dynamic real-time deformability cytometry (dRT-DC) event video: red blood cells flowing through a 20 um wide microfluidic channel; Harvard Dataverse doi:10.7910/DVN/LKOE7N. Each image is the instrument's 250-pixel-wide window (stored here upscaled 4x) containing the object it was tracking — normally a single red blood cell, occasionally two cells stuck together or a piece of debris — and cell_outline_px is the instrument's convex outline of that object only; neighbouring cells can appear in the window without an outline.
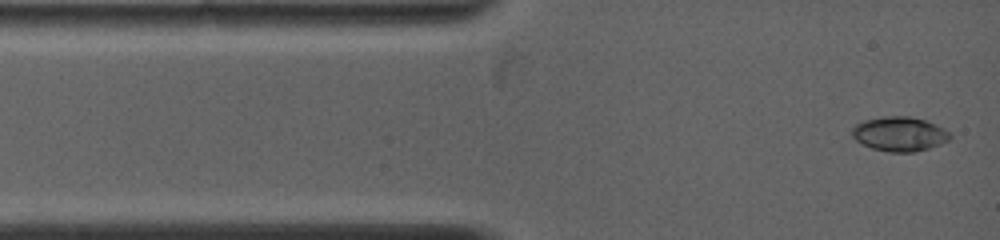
{"species": "common noctule bat (a hibernating species)", "species_latin": "Nyctalus noctula", "temperature_condition": "warm", "stored_images_in_passage": 85, "camera_frame_rate_fps": 5000, "um_per_image_px": 0.085, "animal": {"sex": "female", "body_mass_g": 19.0, "forearm_length_mm": 53.3}, "frame": {"image": 1, "passage_image": 1, "time_ms": 0.0, "image_size_px": [1000, 240], "cell_outline_px": [[952, 136], [948, 140], [940, 144], [916, 152], [888, 152], [872, 148], [856, 140], [852, 136], [852, 128], [856, 124], [864, 120], [884, 116], [908, 116], [924, 120], [944, 128]], "centroid_in_image_um": [76.45, 11.39], "position_along_channel_um": 8.6, "area_um2": 19.54}}
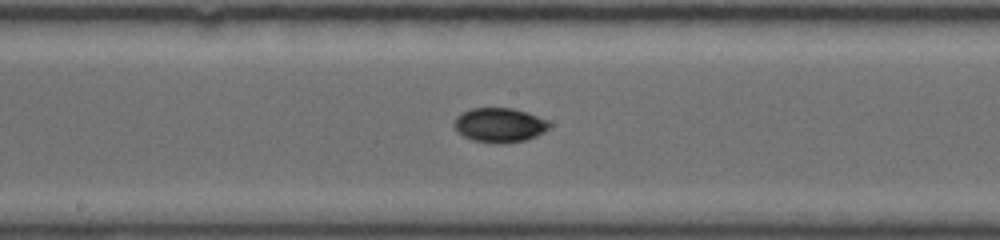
{"frame": {"image": 2, "passage_image": 30, "time_ms": 6.0, "image_size_px": [1000, 240], "cell_outline_px": [[552, 124], [544, 132], [536, 136], [524, 140], [500, 144], [472, 140], [464, 136], [452, 124], [456, 116], [472, 108], [512, 108], [528, 112], [548, 120]], "centroid_in_image_um": [42.48, 10.62], "position_along_channel_um": 205.7, "area_um2": 19.07}}
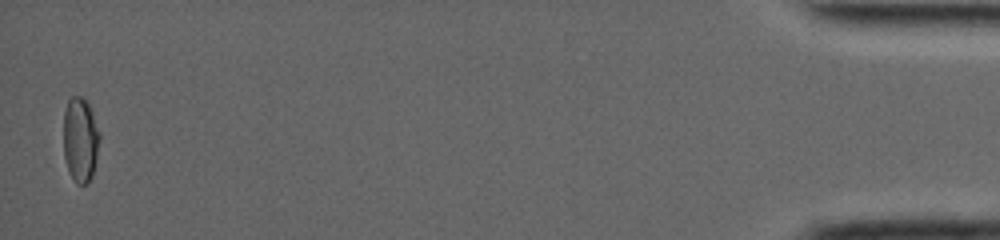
{"frame": {"image": 3, "passage_image": 81, "time_ms": 15.2, "image_size_px": [1000, 240], "cell_outline_px": [[100, 140], [96, 160], [92, 176], [88, 184], [76, 184], [68, 172], [64, 156], [64, 112], [68, 100], [72, 96], [84, 96], [92, 112], [100, 132]], "centroid_in_image_um": [6.83, 11.88], "position_along_channel_um": 428.4, "area_um2": 18.09}, "authors_computed_cell_mechanics": {"area_um2": 18.0914, "velocity_mm_per_s": 4.004, "shape_relaxation_time_tau1_ms": 4.3826, "shape_relaxation_time_tau2_ms": null, "deformation_change_tau1": 0.1469, "deformation_change_tau2": null}}